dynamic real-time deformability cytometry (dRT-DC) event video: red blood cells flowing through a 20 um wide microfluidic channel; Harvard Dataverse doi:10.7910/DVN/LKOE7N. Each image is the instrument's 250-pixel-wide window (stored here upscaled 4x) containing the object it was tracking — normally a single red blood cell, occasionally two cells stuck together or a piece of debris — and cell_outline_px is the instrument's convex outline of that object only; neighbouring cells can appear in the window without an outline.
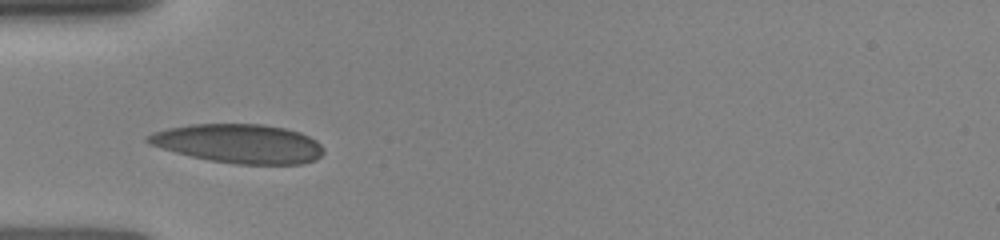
{"species": "human", "species_latin": "Homo sapiens", "temperature_condition": "room temperature", "stored_images_in_passage": 5, "camera_frame_rate_fps": 3000, "um_per_image_px": 0.085, "donor": {"sex": "female"}, "frame": {"image": 1, "passage_image": 1, "time_ms": 0.0, "image_size_px": [1000, 240], "cell_outline_px": [[324, 152], [316, 160], [304, 164], [236, 164], [208, 160], [176, 152], [148, 144], [144, 140], [144, 136], [152, 132], [168, 128], [192, 124], [264, 124], [284, 128], [300, 132], [316, 140], [324, 148]], "centroid_in_image_um": [20.3, 12.2], "position_along_channel_um": 64.7, "area_um2": 40.11}}